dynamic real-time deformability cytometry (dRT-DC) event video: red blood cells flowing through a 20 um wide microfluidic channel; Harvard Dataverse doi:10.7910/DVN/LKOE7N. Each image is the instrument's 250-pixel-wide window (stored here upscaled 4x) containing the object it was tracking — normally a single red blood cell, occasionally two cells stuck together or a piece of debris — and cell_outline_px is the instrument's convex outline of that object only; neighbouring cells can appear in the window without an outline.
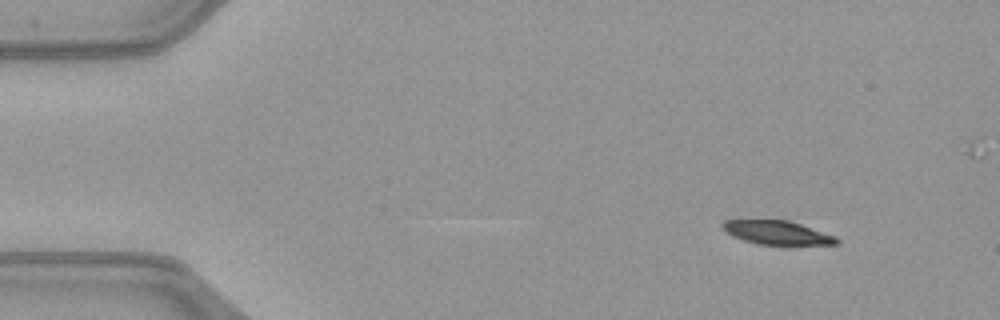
{"species": "common noctule bat (a hibernating species)", "species_latin": "Nyctalus noctula", "temperature_condition": "warm", "stored_images_in_passage": 5, "camera_frame_rate_fps": 3000, "um_per_image_px": 0.085, "animal": {"sex": "female", "body_mass_g": 21.9}, "frame": {"image": 1, "passage_image": 5, "time_ms": 1.333, "image_size_px": [1000, 320], "cell_outline_px": [[840, 244], [788, 248], [784, 248], [756, 244], [732, 236], [720, 228], [720, 224], [724, 220], [788, 220], [836, 236], [840, 240]], "centroid_in_image_um": [66.12, 19.85], "position_along_channel_um": 18.9, "area_um2": 16.99}}